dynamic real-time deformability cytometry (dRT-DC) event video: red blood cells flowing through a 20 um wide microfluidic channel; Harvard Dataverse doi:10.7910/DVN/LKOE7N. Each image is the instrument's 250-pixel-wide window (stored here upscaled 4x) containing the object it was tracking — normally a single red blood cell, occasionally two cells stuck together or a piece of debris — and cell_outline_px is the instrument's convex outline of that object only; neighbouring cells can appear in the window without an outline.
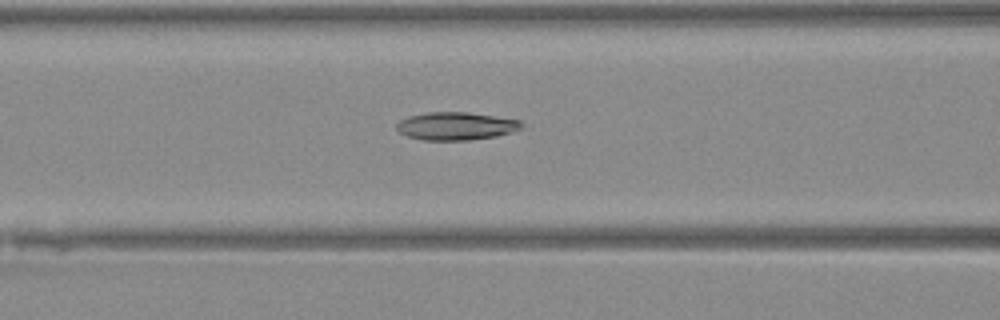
{"species": "Egyptian fruit bat (a non-hibernating species)", "species_latin": "Rousettus aegyptiacus", "temperature_condition": "warm", "stored_images_in_passage": 40, "camera_frame_rate_fps": 3000, "um_per_image_px": 0.085, "animal": {"sex": "female"}, "frame": {"image": 1, "passage_image": 21, "time_ms": 6.667, "image_size_px": [1000, 320], "cell_outline_px": [[524, 128], [512, 132], [496, 136], [468, 140], [424, 140], [408, 136], [400, 132], [396, 128], [396, 124], [400, 120], [408, 116], [428, 112], [468, 112], [496, 116], [520, 120], [524, 124]], "centroid_in_image_um": [38.79, 10.71], "position_along_channel_um": 127.8, "area_um2": 20.4}}
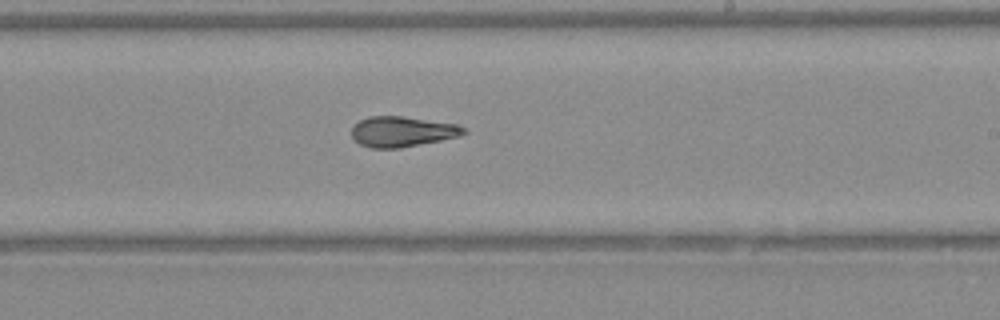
{"frame": {"image": 2, "passage_image": 30, "time_ms": 9.667, "image_size_px": [1000, 320], "cell_outline_px": [[468, 132], [460, 136], [400, 148], [372, 148], [360, 144], [352, 136], [352, 124], [368, 116], [404, 116], [456, 124], [464, 128]], "centroid_in_image_um": [34.17, 11.18], "position_along_channel_um": 254.8, "area_um2": 19.83}}
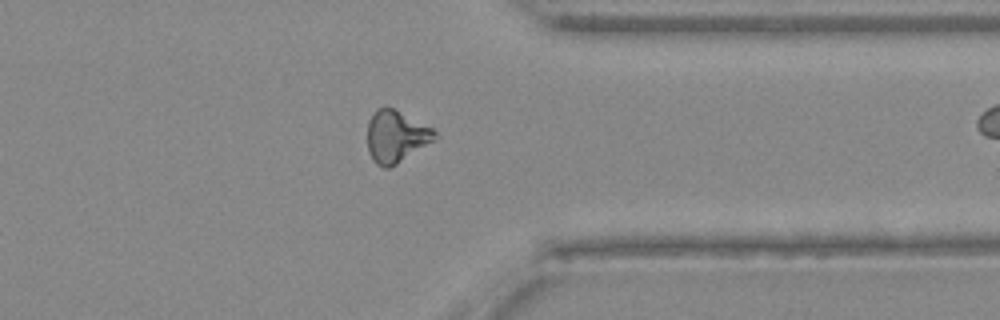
{"frame": {"image": 3, "passage_image": 39, "time_ms": 12.667, "image_size_px": [1000, 320], "cell_outline_px": [[440, 136], [436, 140], [396, 164], [388, 168], [384, 168], [376, 164], [372, 160], [368, 148], [368, 120], [376, 108], [392, 108], [432, 128]], "centroid_in_image_um": [33.67, 11.62], "position_along_channel_um": 377.7, "area_um2": 20.29}}